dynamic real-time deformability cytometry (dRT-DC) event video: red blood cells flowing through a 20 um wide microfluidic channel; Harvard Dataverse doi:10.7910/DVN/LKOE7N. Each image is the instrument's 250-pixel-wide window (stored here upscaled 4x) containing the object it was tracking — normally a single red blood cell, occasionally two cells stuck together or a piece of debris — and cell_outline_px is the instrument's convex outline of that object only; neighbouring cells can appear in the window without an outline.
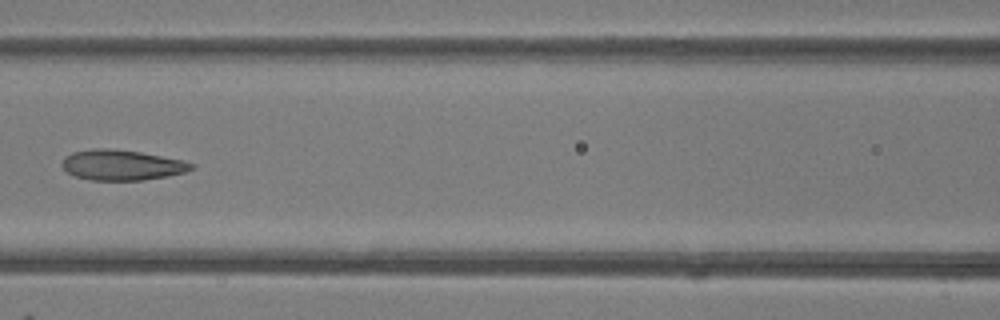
{"species": "common noctule bat (a hibernating species)", "species_latin": "Nyctalus noctula", "temperature_condition": "room temperature", "stored_images_in_passage": 4, "camera_frame_rate_fps": 3000, "um_per_image_px": 0.085, "animal": {"sex": "female"}, "frame": {"image": 1, "passage_image": 4, "time_ms": 3.333, "image_size_px": [1000, 320], "cell_outline_px": [[196, 168], [184, 172], [168, 176], [144, 180], [88, 180], [76, 176], [68, 172], [60, 164], [72, 152], [92, 148], [112, 148], [140, 152], [184, 160], [196, 164]], "centroid_in_image_um": [10.4, 14.02], "position_along_channel_um": 156.2, "area_um2": 23.0}}